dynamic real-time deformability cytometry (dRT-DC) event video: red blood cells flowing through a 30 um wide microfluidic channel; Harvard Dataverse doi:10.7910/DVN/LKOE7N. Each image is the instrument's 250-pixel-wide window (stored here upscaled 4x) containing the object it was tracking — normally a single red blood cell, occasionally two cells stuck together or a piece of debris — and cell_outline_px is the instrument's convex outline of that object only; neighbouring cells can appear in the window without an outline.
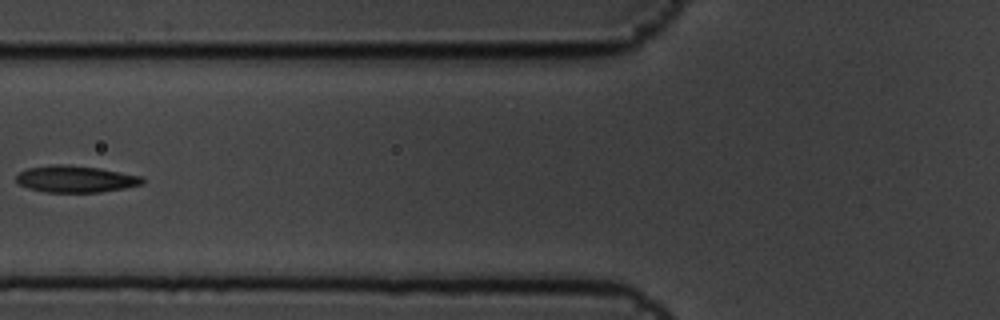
{"species": "common noctule bat (a hibernating species)", "species_latin": "Nyctalus noctula", "temperature_condition": "cold", "stored_images_in_passage": 9, "camera_frame_rate_fps": 3000, "um_per_image_px": 0.085, "animal": {"sex": "male", "body_mass_g": 19.5, "forearm_length_mm": 54.6}, "frame": {"image": 1, "passage_image": 6, "time_ms": 1.667, "image_size_px": [1000, 320], "cell_outline_px": [[144, 180], [140, 184], [124, 188], [100, 192], [44, 192], [28, 188], [20, 184], [16, 180], [16, 176], [20, 172], [28, 168], [52, 164], [68, 164], [100, 168], [140, 176]], "centroid_in_image_um": [6.38, 15.21], "position_along_channel_um": 119.4, "area_um2": 19.54}}
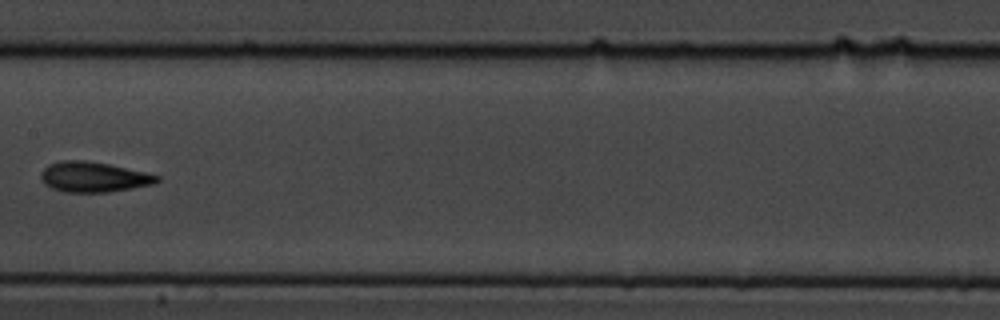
{"frame": {"image": 2, "passage_image": 8, "time_ms": 2.333, "image_size_px": [1000, 320], "cell_outline_px": [[160, 180], [156, 184], [108, 192], [64, 192], [52, 188], [44, 184], [40, 176], [40, 172], [48, 164], [64, 160], [84, 160], [108, 164], [144, 172], [160, 176]], "centroid_in_image_um": [7.94, 15.05], "position_along_channel_um": 199.5, "area_um2": 20.46}}
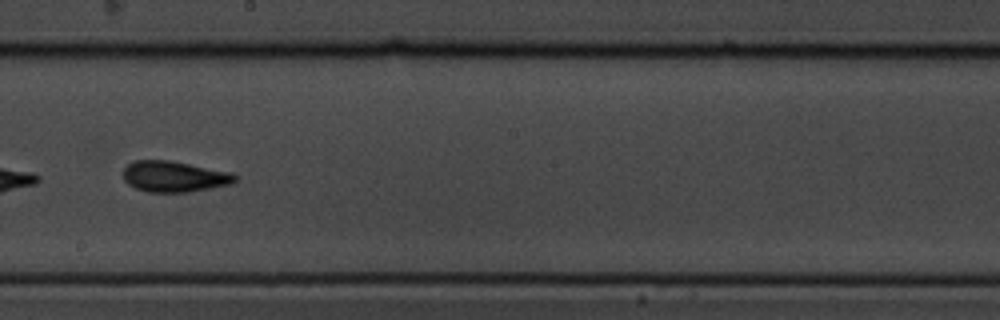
{"frame": {"image": 3, "passage_image": 9, "time_ms": 2.667, "image_size_px": [1000, 320], "cell_outline_px": [[240, 176], [232, 184], [188, 192], [148, 192], [136, 188], [128, 184], [124, 180], [124, 168], [128, 164], [136, 160], [168, 160], [232, 172]], "centroid_in_image_um": [14.84, 15.0], "position_along_channel_um": 233.4, "area_um2": 20.17}}